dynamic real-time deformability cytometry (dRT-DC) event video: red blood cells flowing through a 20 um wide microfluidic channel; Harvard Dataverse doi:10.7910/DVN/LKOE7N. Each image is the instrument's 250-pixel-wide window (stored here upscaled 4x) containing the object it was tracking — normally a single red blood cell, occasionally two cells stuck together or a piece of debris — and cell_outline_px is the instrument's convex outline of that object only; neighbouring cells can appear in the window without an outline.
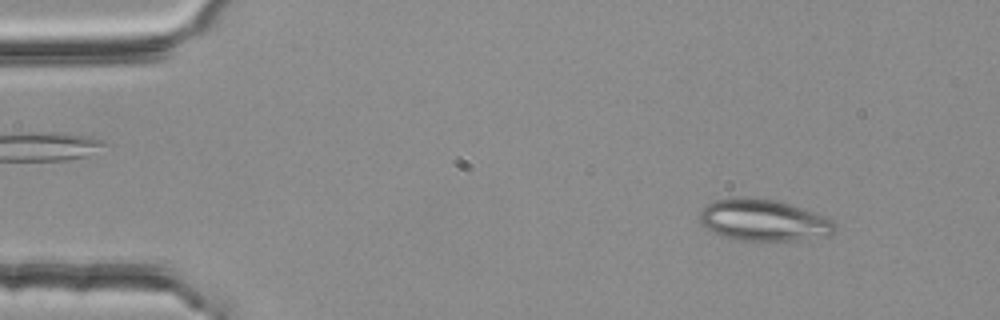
{"species": "common noctule bat (a hibernating species)", "species_latin": "Nyctalus noctula", "temperature_condition": "room temperature", "stored_images_in_passage": 52, "camera_frame_rate_fps": 3000, "um_per_image_px": 0.085, "animal": {"sex": "female", "body_mass_g": 25.1}, "frame": {"image": 1, "passage_image": 5, "time_ms": 1.333, "image_size_px": [1000, 320], "cell_outline_px": [[836, 228], [828, 236], [800, 240], [740, 240], [724, 236], [704, 228], [700, 220], [700, 212], [712, 200], [732, 196], [748, 196], [776, 200], [824, 216], [832, 220], [836, 224]], "centroid_in_image_um": [64.87, 18.7], "position_along_channel_um": 20.1, "area_um2": 32.77}}
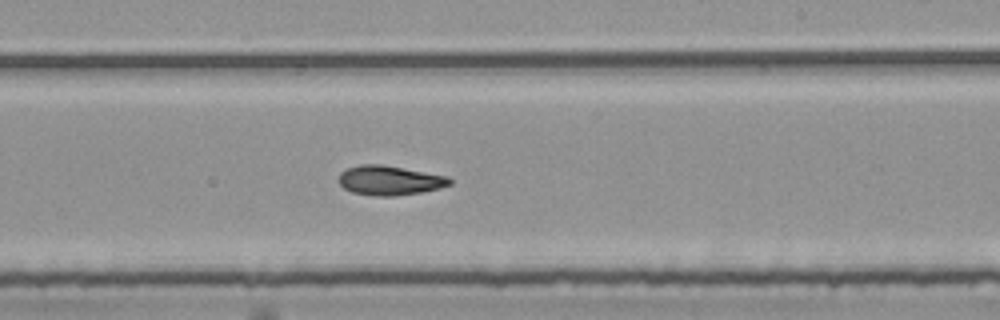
{"frame": {"image": 2, "passage_image": 31, "time_ms": 10.0, "image_size_px": [1000, 320], "cell_outline_px": [[452, 184], [440, 188], [420, 192], [392, 196], [376, 196], [352, 192], [344, 188], [340, 184], [340, 172], [348, 168], [360, 164], [384, 164], [448, 176], [452, 180]], "centroid_in_image_um": [33.14, 15.32], "position_along_channel_um": 255.9, "area_um2": 19.07}}
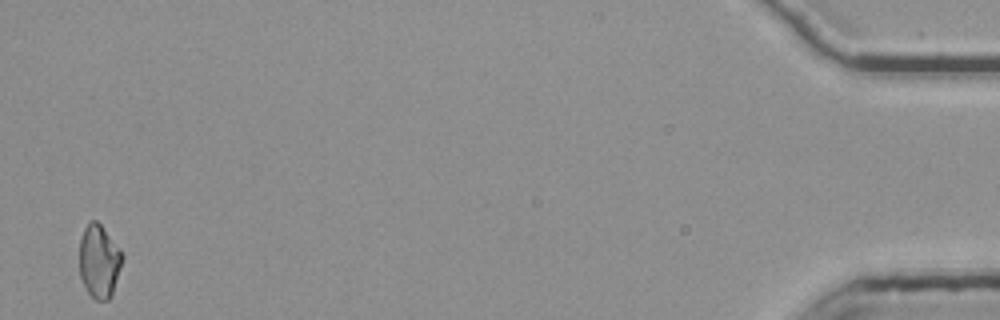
{"frame": {"image": 3, "passage_image": 52, "time_ms": 17.0, "image_size_px": [1000, 320], "cell_outline_px": [[124, 256], [112, 296], [108, 300], [96, 300], [88, 292], [80, 276], [80, 240], [84, 228], [92, 220], [96, 220], [100, 224], [120, 248]], "centroid_in_image_um": [8.44, 22.21], "position_along_channel_um": 426.8, "area_um2": 18.21}, "authors_computed_cell_mechanics": {"area_um2": 18.9873, "velocity_mm_per_s": 3.7807, "shape_relaxation_time_tau1_ms": null, "shape_relaxation_time_tau2_ms": 4.5043, "deformation_change_tau1": null, "deformation_change_tau2": 0.1174}}